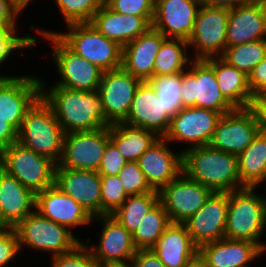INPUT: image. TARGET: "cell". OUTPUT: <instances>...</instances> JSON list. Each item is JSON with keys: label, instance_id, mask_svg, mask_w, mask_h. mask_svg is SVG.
I'll return each instance as SVG.
<instances>
[{"label": "cell", "instance_id": "cell-1", "mask_svg": "<svg viewBox=\"0 0 266 267\" xmlns=\"http://www.w3.org/2000/svg\"><path fill=\"white\" fill-rule=\"evenodd\" d=\"M41 96L53 108L65 133L93 131L107 127L102 98L98 90L82 91L63 87L43 90Z\"/></svg>", "mask_w": 266, "mask_h": 267}, {"label": "cell", "instance_id": "cell-2", "mask_svg": "<svg viewBox=\"0 0 266 267\" xmlns=\"http://www.w3.org/2000/svg\"><path fill=\"white\" fill-rule=\"evenodd\" d=\"M183 155V172L194 181L217 193L243 188L237 156L210 145L189 147Z\"/></svg>", "mask_w": 266, "mask_h": 267}, {"label": "cell", "instance_id": "cell-3", "mask_svg": "<svg viewBox=\"0 0 266 267\" xmlns=\"http://www.w3.org/2000/svg\"><path fill=\"white\" fill-rule=\"evenodd\" d=\"M65 132L53 108L41 96L27 111L17 142L58 164L63 153Z\"/></svg>", "mask_w": 266, "mask_h": 267}, {"label": "cell", "instance_id": "cell-4", "mask_svg": "<svg viewBox=\"0 0 266 267\" xmlns=\"http://www.w3.org/2000/svg\"><path fill=\"white\" fill-rule=\"evenodd\" d=\"M255 187H243L229 193L228 214L224 238L256 243L266 229V209L262 196L254 193Z\"/></svg>", "mask_w": 266, "mask_h": 267}, {"label": "cell", "instance_id": "cell-5", "mask_svg": "<svg viewBox=\"0 0 266 267\" xmlns=\"http://www.w3.org/2000/svg\"><path fill=\"white\" fill-rule=\"evenodd\" d=\"M65 33L37 29L41 35L55 34L70 50L98 66L110 71L122 66V47L106 38L91 23H76L67 26Z\"/></svg>", "mask_w": 266, "mask_h": 267}, {"label": "cell", "instance_id": "cell-6", "mask_svg": "<svg viewBox=\"0 0 266 267\" xmlns=\"http://www.w3.org/2000/svg\"><path fill=\"white\" fill-rule=\"evenodd\" d=\"M56 165L18 142L0 152V168L35 194L55 184Z\"/></svg>", "mask_w": 266, "mask_h": 267}, {"label": "cell", "instance_id": "cell-7", "mask_svg": "<svg viewBox=\"0 0 266 267\" xmlns=\"http://www.w3.org/2000/svg\"><path fill=\"white\" fill-rule=\"evenodd\" d=\"M262 128L263 120L258 105L235 108L222 115L209 145L238 156Z\"/></svg>", "mask_w": 266, "mask_h": 267}, {"label": "cell", "instance_id": "cell-8", "mask_svg": "<svg viewBox=\"0 0 266 267\" xmlns=\"http://www.w3.org/2000/svg\"><path fill=\"white\" fill-rule=\"evenodd\" d=\"M182 72L181 101L184 108L196 107L228 113L235 108L223 97L214 69L205 60H193Z\"/></svg>", "mask_w": 266, "mask_h": 267}, {"label": "cell", "instance_id": "cell-9", "mask_svg": "<svg viewBox=\"0 0 266 267\" xmlns=\"http://www.w3.org/2000/svg\"><path fill=\"white\" fill-rule=\"evenodd\" d=\"M15 230L20 249L26 244L32 249L53 252V257L70 252L81 243L72 230L41 216L37 211L26 216Z\"/></svg>", "mask_w": 266, "mask_h": 267}, {"label": "cell", "instance_id": "cell-10", "mask_svg": "<svg viewBox=\"0 0 266 267\" xmlns=\"http://www.w3.org/2000/svg\"><path fill=\"white\" fill-rule=\"evenodd\" d=\"M109 141L110 126L65 133L62 158L56 168L98 171Z\"/></svg>", "mask_w": 266, "mask_h": 267}, {"label": "cell", "instance_id": "cell-11", "mask_svg": "<svg viewBox=\"0 0 266 267\" xmlns=\"http://www.w3.org/2000/svg\"><path fill=\"white\" fill-rule=\"evenodd\" d=\"M43 37L52 42L57 71L62 78L54 87L82 91L98 90L104 71L70 50L55 34H46Z\"/></svg>", "mask_w": 266, "mask_h": 267}, {"label": "cell", "instance_id": "cell-12", "mask_svg": "<svg viewBox=\"0 0 266 267\" xmlns=\"http://www.w3.org/2000/svg\"><path fill=\"white\" fill-rule=\"evenodd\" d=\"M229 10L218 7H199L189 47L197 49L195 60L222 57L227 47ZM219 54V55H218Z\"/></svg>", "mask_w": 266, "mask_h": 267}, {"label": "cell", "instance_id": "cell-13", "mask_svg": "<svg viewBox=\"0 0 266 267\" xmlns=\"http://www.w3.org/2000/svg\"><path fill=\"white\" fill-rule=\"evenodd\" d=\"M158 192L159 201L172 223H184L214 193L209 188L189 178L184 172L163 186Z\"/></svg>", "mask_w": 266, "mask_h": 267}, {"label": "cell", "instance_id": "cell-14", "mask_svg": "<svg viewBox=\"0 0 266 267\" xmlns=\"http://www.w3.org/2000/svg\"><path fill=\"white\" fill-rule=\"evenodd\" d=\"M41 93L42 82L37 77L0 75V116L18 132Z\"/></svg>", "mask_w": 266, "mask_h": 267}, {"label": "cell", "instance_id": "cell-15", "mask_svg": "<svg viewBox=\"0 0 266 267\" xmlns=\"http://www.w3.org/2000/svg\"><path fill=\"white\" fill-rule=\"evenodd\" d=\"M142 82L122 67L104 71L99 85L106 124L124 122L128 116L135 92Z\"/></svg>", "mask_w": 266, "mask_h": 267}, {"label": "cell", "instance_id": "cell-16", "mask_svg": "<svg viewBox=\"0 0 266 267\" xmlns=\"http://www.w3.org/2000/svg\"><path fill=\"white\" fill-rule=\"evenodd\" d=\"M222 114L204 108H182L172 117L170 127L164 138L169 141L192 143V147L209 145L214 130Z\"/></svg>", "mask_w": 266, "mask_h": 267}, {"label": "cell", "instance_id": "cell-17", "mask_svg": "<svg viewBox=\"0 0 266 267\" xmlns=\"http://www.w3.org/2000/svg\"><path fill=\"white\" fill-rule=\"evenodd\" d=\"M228 204L229 193L214 192L206 203L184 222L198 248L224 238Z\"/></svg>", "mask_w": 266, "mask_h": 267}, {"label": "cell", "instance_id": "cell-18", "mask_svg": "<svg viewBox=\"0 0 266 267\" xmlns=\"http://www.w3.org/2000/svg\"><path fill=\"white\" fill-rule=\"evenodd\" d=\"M92 219L102 220L105 224L98 246L88 247L97 264L105 267L110 264L128 263V261L130 263L137 252L132 233L111 215L96 216Z\"/></svg>", "mask_w": 266, "mask_h": 267}, {"label": "cell", "instance_id": "cell-19", "mask_svg": "<svg viewBox=\"0 0 266 267\" xmlns=\"http://www.w3.org/2000/svg\"><path fill=\"white\" fill-rule=\"evenodd\" d=\"M197 7H200L197 0H157L151 27L166 38L188 41L194 30Z\"/></svg>", "mask_w": 266, "mask_h": 267}, {"label": "cell", "instance_id": "cell-20", "mask_svg": "<svg viewBox=\"0 0 266 267\" xmlns=\"http://www.w3.org/2000/svg\"><path fill=\"white\" fill-rule=\"evenodd\" d=\"M55 184L92 218L101 216V175L97 171L55 168Z\"/></svg>", "mask_w": 266, "mask_h": 267}, {"label": "cell", "instance_id": "cell-21", "mask_svg": "<svg viewBox=\"0 0 266 267\" xmlns=\"http://www.w3.org/2000/svg\"><path fill=\"white\" fill-rule=\"evenodd\" d=\"M167 145L168 141L160 137L137 161L147 182L157 191L183 172L182 152L174 154Z\"/></svg>", "mask_w": 266, "mask_h": 267}, {"label": "cell", "instance_id": "cell-22", "mask_svg": "<svg viewBox=\"0 0 266 267\" xmlns=\"http://www.w3.org/2000/svg\"><path fill=\"white\" fill-rule=\"evenodd\" d=\"M266 0H249L229 10L227 47L266 39Z\"/></svg>", "mask_w": 266, "mask_h": 267}, {"label": "cell", "instance_id": "cell-23", "mask_svg": "<svg viewBox=\"0 0 266 267\" xmlns=\"http://www.w3.org/2000/svg\"><path fill=\"white\" fill-rule=\"evenodd\" d=\"M36 211L60 225L69 227L88 225L92 217L71 196L65 194L56 184L36 193Z\"/></svg>", "mask_w": 266, "mask_h": 267}, {"label": "cell", "instance_id": "cell-24", "mask_svg": "<svg viewBox=\"0 0 266 267\" xmlns=\"http://www.w3.org/2000/svg\"><path fill=\"white\" fill-rule=\"evenodd\" d=\"M171 120L165 116L163 104L158 99L154 88L148 81L138 86L128 116L124 123L140 127L164 137L170 127Z\"/></svg>", "mask_w": 266, "mask_h": 267}, {"label": "cell", "instance_id": "cell-25", "mask_svg": "<svg viewBox=\"0 0 266 267\" xmlns=\"http://www.w3.org/2000/svg\"><path fill=\"white\" fill-rule=\"evenodd\" d=\"M35 203L36 194L0 168V227L15 228Z\"/></svg>", "mask_w": 266, "mask_h": 267}, {"label": "cell", "instance_id": "cell-26", "mask_svg": "<svg viewBox=\"0 0 266 267\" xmlns=\"http://www.w3.org/2000/svg\"><path fill=\"white\" fill-rule=\"evenodd\" d=\"M166 37L150 27L144 34L122 47V68L132 76L148 81L154 76L156 55Z\"/></svg>", "mask_w": 266, "mask_h": 267}, {"label": "cell", "instance_id": "cell-27", "mask_svg": "<svg viewBox=\"0 0 266 267\" xmlns=\"http://www.w3.org/2000/svg\"><path fill=\"white\" fill-rule=\"evenodd\" d=\"M153 17H140L114 12L105 3L94 14L91 25L106 38L124 47L144 34L150 27Z\"/></svg>", "mask_w": 266, "mask_h": 267}, {"label": "cell", "instance_id": "cell-28", "mask_svg": "<svg viewBox=\"0 0 266 267\" xmlns=\"http://www.w3.org/2000/svg\"><path fill=\"white\" fill-rule=\"evenodd\" d=\"M166 267H184L198 252L184 223H170L151 248Z\"/></svg>", "mask_w": 266, "mask_h": 267}, {"label": "cell", "instance_id": "cell-29", "mask_svg": "<svg viewBox=\"0 0 266 267\" xmlns=\"http://www.w3.org/2000/svg\"><path fill=\"white\" fill-rule=\"evenodd\" d=\"M205 61L214 69L223 97L234 108H247L259 103L250 90L248 76L245 73L222 57L208 58Z\"/></svg>", "mask_w": 266, "mask_h": 267}, {"label": "cell", "instance_id": "cell-30", "mask_svg": "<svg viewBox=\"0 0 266 267\" xmlns=\"http://www.w3.org/2000/svg\"><path fill=\"white\" fill-rule=\"evenodd\" d=\"M263 252L256 243L227 238L204 244L199 248V253L210 267L242 266Z\"/></svg>", "mask_w": 266, "mask_h": 267}, {"label": "cell", "instance_id": "cell-31", "mask_svg": "<svg viewBox=\"0 0 266 267\" xmlns=\"http://www.w3.org/2000/svg\"><path fill=\"white\" fill-rule=\"evenodd\" d=\"M243 187H257L266 180V130L257 133L246 149L237 156Z\"/></svg>", "mask_w": 266, "mask_h": 267}, {"label": "cell", "instance_id": "cell-32", "mask_svg": "<svg viewBox=\"0 0 266 267\" xmlns=\"http://www.w3.org/2000/svg\"><path fill=\"white\" fill-rule=\"evenodd\" d=\"M160 137L149 130L124 122L110 125V141L128 161H138Z\"/></svg>", "mask_w": 266, "mask_h": 267}, {"label": "cell", "instance_id": "cell-33", "mask_svg": "<svg viewBox=\"0 0 266 267\" xmlns=\"http://www.w3.org/2000/svg\"><path fill=\"white\" fill-rule=\"evenodd\" d=\"M170 223L167 212L162 203L158 201L132 233L137 250L151 249Z\"/></svg>", "mask_w": 266, "mask_h": 267}, {"label": "cell", "instance_id": "cell-34", "mask_svg": "<svg viewBox=\"0 0 266 267\" xmlns=\"http://www.w3.org/2000/svg\"><path fill=\"white\" fill-rule=\"evenodd\" d=\"M187 47H189V44L186 40L166 38L156 55L154 75L164 76L184 72L185 67L183 66L191 62L190 58L184 53Z\"/></svg>", "mask_w": 266, "mask_h": 267}, {"label": "cell", "instance_id": "cell-35", "mask_svg": "<svg viewBox=\"0 0 266 267\" xmlns=\"http://www.w3.org/2000/svg\"><path fill=\"white\" fill-rule=\"evenodd\" d=\"M159 201V192H153L143 195L128 196L111 216L114 217L130 233L138 227L143 217Z\"/></svg>", "mask_w": 266, "mask_h": 267}, {"label": "cell", "instance_id": "cell-36", "mask_svg": "<svg viewBox=\"0 0 266 267\" xmlns=\"http://www.w3.org/2000/svg\"><path fill=\"white\" fill-rule=\"evenodd\" d=\"M148 82L154 88L158 99L163 104L165 116L170 120L184 108L181 101L182 73L154 75Z\"/></svg>", "mask_w": 266, "mask_h": 267}, {"label": "cell", "instance_id": "cell-37", "mask_svg": "<svg viewBox=\"0 0 266 267\" xmlns=\"http://www.w3.org/2000/svg\"><path fill=\"white\" fill-rule=\"evenodd\" d=\"M266 57V39L226 47L222 58L247 76Z\"/></svg>", "mask_w": 266, "mask_h": 267}, {"label": "cell", "instance_id": "cell-38", "mask_svg": "<svg viewBox=\"0 0 266 267\" xmlns=\"http://www.w3.org/2000/svg\"><path fill=\"white\" fill-rule=\"evenodd\" d=\"M67 25L90 23L104 0H55Z\"/></svg>", "mask_w": 266, "mask_h": 267}, {"label": "cell", "instance_id": "cell-39", "mask_svg": "<svg viewBox=\"0 0 266 267\" xmlns=\"http://www.w3.org/2000/svg\"><path fill=\"white\" fill-rule=\"evenodd\" d=\"M101 216L112 215L127 199L118 175H101Z\"/></svg>", "mask_w": 266, "mask_h": 267}, {"label": "cell", "instance_id": "cell-40", "mask_svg": "<svg viewBox=\"0 0 266 267\" xmlns=\"http://www.w3.org/2000/svg\"><path fill=\"white\" fill-rule=\"evenodd\" d=\"M118 176L122 180L124 190L128 196L143 195L154 191L147 182L137 161H128L118 173Z\"/></svg>", "mask_w": 266, "mask_h": 267}, {"label": "cell", "instance_id": "cell-41", "mask_svg": "<svg viewBox=\"0 0 266 267\" xmlns=\"http://www.w3.org/2000/svg\"><path fill=\"white\" fill-rule=\"evenodd\" d=\"M52 260L53 267H100L83 242L70 252L54 256Z\"/></svg>", "mask_w": 266, "mask_h": 267}, {"label": "cell", "instance_id": "cell-42", "mask_svg": "<svg viewBox=\"0 0 266 267\" xmlns=\"http://www.w3.org/2000/svg\"><path fill=\"white\" fill-rule=\"evenodd\" d=\"M17 29H7L5 26H0V65L4 62L9 55L13 53L16 49H25V48H33L36 44L37 39L33 36H24L17 37L16 35Z\"/></svg>", "mask_w": 266, "mask_h": 267}, {"label": "cell", "instance_id": "cell-43", "mask_svg": "<svg viewBox=\"0 0 266 267\" xmlns=\"http://www.w3.org/2000/svg\"><path fill=\"white\" fill-rule=\"evenodd\" d=\"M114 12L140 17H154L153 0H104Z\"/></svg>", "mask_w": 266, "mask_h": 267}, {"label": "cell", "instance_id": "cell-44", "mask_svg": "<svg viewBox=\"0 0 266 267\" xmlns=\"http://www.w3.org/2000/svg\"><path fill=\"white\" fill-rule=\"evenodd\" d=\"M127 162L117 147L109 141L97 172L100 175H118Z\"/></svg>", "mask_w": 266, "mask_h": 267}, {"label": "cell", "instance_id": "cell-45", "mask_svg": "<svg viewBox=\"0 0 266 267\" xmlns=\"http://www.w3.org/2000/svg\"><path fill=\"white\" fill-rule=\"evenodd\" d=\"M20 250L15 228L0 227V267L8 264Z\"/></svg>", "mask_w": 266, "mask_h": 267}, {"label": "cell", "instance_id": "cell-46", "mask_svg": "<svg viewBox=\"0 0 266 267\" xmlns=\"http://www.w3.org/2000/svg\"><path fill=\"white\" fill-rule=\"evenodd\" d=\"M250 90L260 102L266 99V57L257 64L248 76Z\"/></svg>", "mask_w": 266, "mask_h": 267}, {"label": "cell", "instance_id": "cell-47", "mask_svg": "<svg viewBox=\"0 0 266 267\" xmlns=\"http://www.w3.org/2000/svg\"><path fill=\"white\" fill-rule=\"evenodd\" d=\"M23 10L15 0H0V26L16 29V18Z\"/></svg>", "mask_w": 266, "mask_h": 267}, {"label": "cell", "instance_id": "cell-48", "mask_svg": "<svg viewBox=\"0 0 266 267\" xmlns=\"http://www.w3.org/2000/svg\"><path fill=\"white\" fill-rule=\"evenodd\" d=\"M134 267H166L151 250H137L131 260Z\"/></svg>", "mask_w": 266, "mask_h": 267}, {"label": "cell", "instance_id": "cell-49", "mask_svg": "<svg viewBox=\"0 0 266 267\" xmlns=\"http://www.w3.org/2000/svg\"><path fill=\"white\" fill-rule=\"evenodd\" d=\"M17 142V131L0 116V152Z\"/></svg>", "mask_w": 266, "mask_h": 267}, {"label": "cell", "instance_id": "cell-50", "mask_svg": "<svg viewBox=\"0 0 266 267\" xmlns=\"http://www.w3.org/2000/svg\"><path fill=\"white\" fill-rule=\"evenodd\" d=\"M200 7H218L235 9L246 4L249 0H197Z\"/></svg>", "mask_w": 266, "mask_h": 267}, {"label": "cell", "instance_id": "cell-51", "mask_svg": "<svg viewBox=\"0 0 266 267\" xmlns=\"http://www.w3.org/2000/svg\"><path fill=\"white\" fill-rule=\"evenodd\" d=\"M184 267H210L207 261L198 252L192 259H190Z\"/></svg>", "mask_w": 266, "mask_h": 267}, {"label": "cell", "instance_id": "cell-52", "mask_svg": "<svg viewBox=\"0 0 266 267\" xmlns=\"http://www.w3.org/2000/svg\"><path fill=\"white\" fill-rule=\"evenodd\" d=\"M257 105H258L260 112H261V115H262L263 129L266 130V99L260 101Z\"/></svg>", "mask_w": 266, "mask_h": 267}, {"label": "cell", "instance_id": "cell-53", "mask_svg": "<svg viewBox=\"0 0 266 267\" xmlns=\"http://www.w3.org/2000/svg\"><path fill=\"white\" fill-rule=\"evenodd\" d=\"M130 264H128V263H124V264H110V265L105 266V267H134L132 263H130Z\"/></svg>", "mask_w": 266, "mask_h": 267}, {"label": "cell", "instance_id": "cell-54", "mask_svg": "<svg viewBox=\"0 0 266 267\" xmlns=\"http://www.w3.org/2000/svg\"><path fill=\"white\" fill-rule=\"evenodd\" d=\"M23 9L27 7L31 0H15Z\"/></svg>", "mask_w": 266, "mask_h": 267}, {"label": "cell", "instance_id": "cell-55", "mask_svg": "<svg viewBox=\"0 0 266 267\" xmlns=\"http://www.w3.org/2000/svg\"><path fill=\"white\" fill-rule=\"evenodd\" d=\"M262 199H263V202H264V205H265V209H266V198L264 197H262Z\"/></svg>", "mask_w": 266, "mask_h": 267}, {"label": "cell", "instance_id": "cell-56", "mask_svg": "<svg viewBox=\"0 0 266 267\" xmlns=\"http://www.w3.org/2000/svg\"><path fill=\"white\" fill-rule=\"evenodd\" d=\"M248 264L242 265V266H238V267H246Z\"/></svg>", "mask_w": 266, "mask_h": 267}]
</instances>
